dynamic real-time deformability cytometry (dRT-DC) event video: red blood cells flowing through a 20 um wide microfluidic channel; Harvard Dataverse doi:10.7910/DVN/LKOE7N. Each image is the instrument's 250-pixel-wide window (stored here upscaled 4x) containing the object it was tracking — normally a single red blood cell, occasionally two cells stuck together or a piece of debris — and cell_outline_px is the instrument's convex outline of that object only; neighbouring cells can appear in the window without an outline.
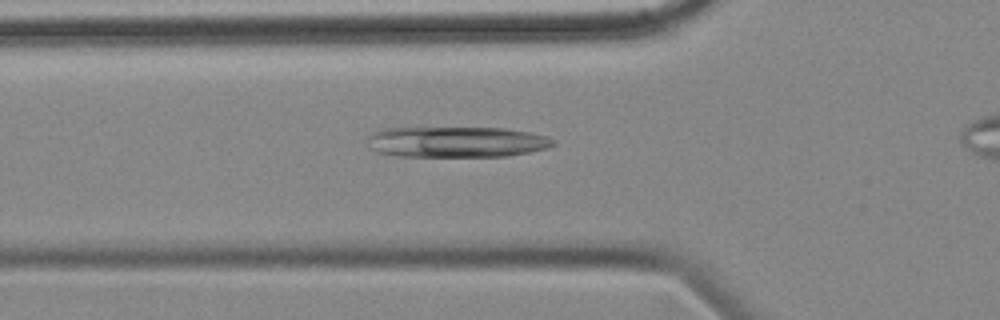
{"species": "common noctule bat (a hibernating species)", "species_latin": "Nyctalus noctula", "temperature_condition": "cold", "stored_images_in_passage": 34, "camera_frame_rate_fps": 3000, "um_per_image_px": 0.085, "animal": {"sex": "female", "body_mass_g": 18.4}, "frame": {"image": 1, "passage_image": 4, "time_ms": 1.0, "image_size_px": [1000, 320], "cell_outline_px": [[556, 144], [548, 148], [508, 156], [400, 156], [380, 152], [368, 148], [368, 136], [372, 132], [380, 128], [504, 128], [528, 132], [548, 136], [556, 140]], "centroid_in_image_um": [38.81, 12.06], "position_along_channel_um": 87.0, "area_um2": 33.41}}
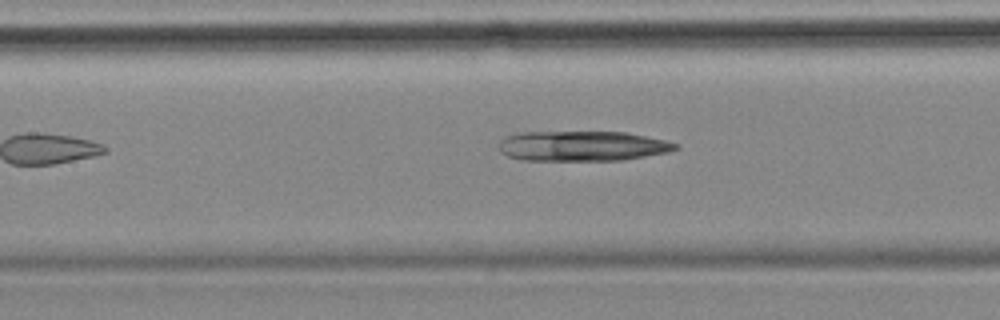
{"frame": {"image": 2, "passage_image": 10, "time_ms": 3.0, "image_size_px": [1000, 320], "cell_outline_px": [[680, 148], [668, 152], [620, 160], [520, 160], [508, 156], [500, 152], [500, 140], [504, 136], [520, 132], [628, 132], [664, 140], [680, 144]], "centroid_in_image_um": [49.49, 12.4], "position_along_channel_um": 157.9, "area_um2": 31.04}}
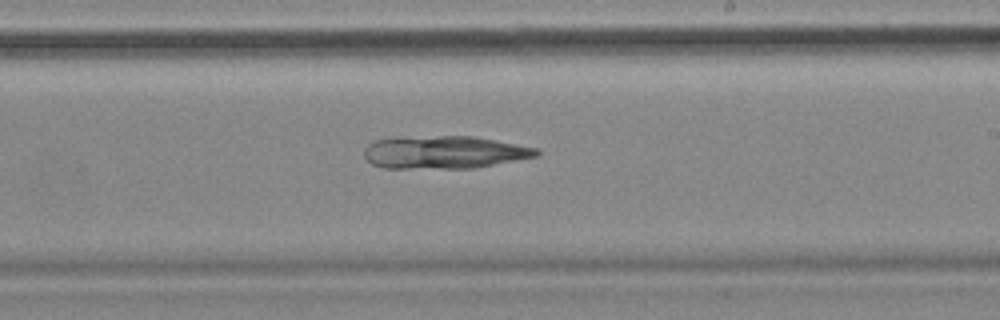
{"frame": {"image": 3, "passage_image": 18, "time_ms": 5.667, "image_size_px": [1000, 320], "cell_outline_px": [[540, 156], [472, 168], [384, 168], [372, 164], [364, 156], [364, 148], [368, 144], [376, 140], [400, 136], [472, 136], [536, 148], [540, 152]], "centroid_in_image_um": [37.72, 12.94], "position_along_channel_um": 251.3, "area_um2": 32.95}}